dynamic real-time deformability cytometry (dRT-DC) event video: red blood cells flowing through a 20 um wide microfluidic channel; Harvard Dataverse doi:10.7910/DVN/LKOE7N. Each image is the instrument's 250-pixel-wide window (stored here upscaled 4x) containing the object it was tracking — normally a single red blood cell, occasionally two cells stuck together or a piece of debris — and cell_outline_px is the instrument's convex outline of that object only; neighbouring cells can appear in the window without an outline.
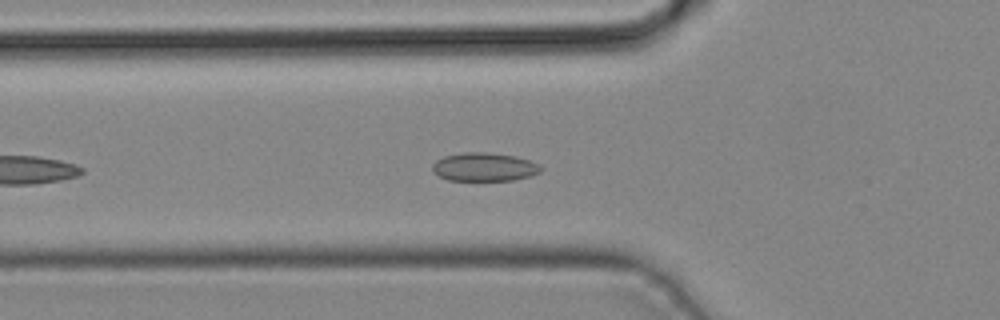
{"species": "common noctule bat (a hibernating species)", "species_latin": "Nyctalus noctula", "temperature_condition": "cold", "stored_images_in_passage": 31, "camera_frame_rate_fps": 3000, "um_per_image_px": 0.085, "animal": {"sex": "male", "body_mass_g": 19.2, "forearm_length_mm": 51.8}, "frame": {"image": 1, "passage_image": 6, "time_ms": 1.667, "image_size_px": [1000, 320], "cell_outline_px": [[544, 168], [540, 172], [532, 176], [512, 180], [448, 180], [432, 172], [432, 164], [436, 160], [444, 156], [464, 152], [488, 152], [516, 156], [540, 164]], "centroid_in_image_um": [41.18, 14.19], "position_along_channel_um": 84.6, "area_um2": 18.15}}
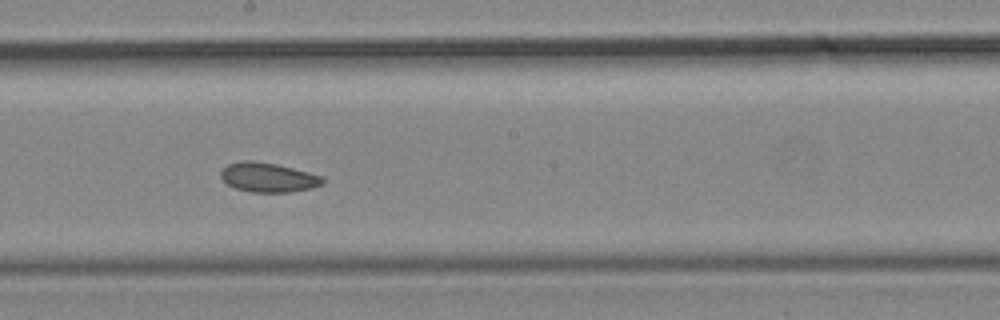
{"frame": {"image": 2, "passage_image": 15, "time_ms": 4.667, "image_size_px": [1000, 320], "cell_outline_px": [[324, 184], [312, 188], [292, 192], [252, 192], [236, 188], [228, 184], [220, 176], [220, 172], [228, 164], [244, 160], [252, 160], [276, 164], [292, 168], [320, 176], [324, 180]], "centroid_in_image_um": [22.79, 15.08], "position_along_channel_um": 225.4, "area_um2": 17.28}}
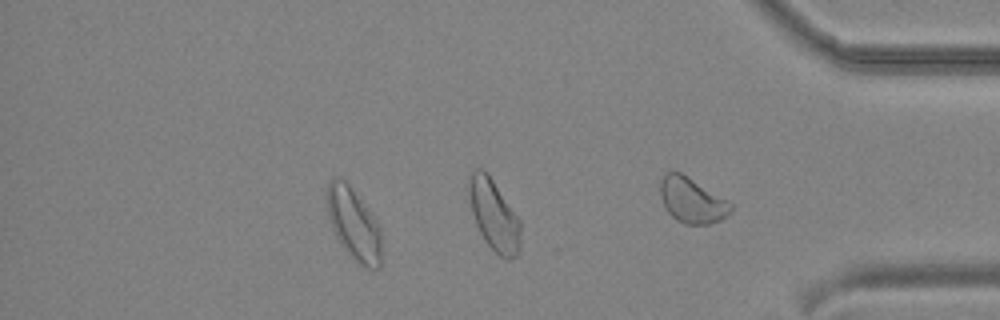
{"frame": {"image": 3, "passage_image": 25, "time_ms": 8.0, "image_size_px": [1000, 320], "cell_outline_px": [[380, 268], [368, 268], [360, 264], [340, 244], [332, 228], [328, 216], [328, 184], [332, 176], [340, 176], [348, 184], [372, 212], [380, 228]], "centroid_in_image_um": [30.07, 19.01], "position_along_channel_um": 405.1, "area_um2": 22.54}}